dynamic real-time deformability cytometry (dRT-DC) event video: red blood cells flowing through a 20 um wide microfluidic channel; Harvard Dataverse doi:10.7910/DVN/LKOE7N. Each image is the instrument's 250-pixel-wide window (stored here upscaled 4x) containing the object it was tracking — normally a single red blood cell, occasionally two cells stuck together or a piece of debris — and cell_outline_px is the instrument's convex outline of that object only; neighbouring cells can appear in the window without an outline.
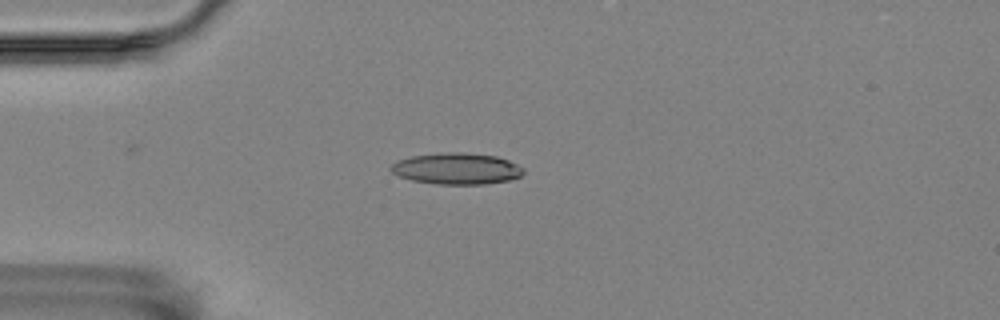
{"species": "Egyptian fruit bat (a non-hibernating species)", "species_latin": "Rousettus aegyptiacus", "temperature_condition": "room temperature", "stored_images_in_passage": 43, "camera_frame_rate_fps": 3000, "um_per_image_px": 0.085, "animal": {"sex": "female"}, "frame": {"image": 1, "passage_image": 1, "time_ms": 0.0, "image_size_px": [1000, 320], "cell_outline_px": [[524, 172], [520, 176], [508, 180], [484, 184], [436, 184], [412, 180], [400, 176], [392, 172], [388, 168], [396, 160], [412, 156], [444, 152], [460, 152], [496, 156], [508, 160], [524, 168]], "centroid_in_image_um": [38.79, 14.33], "position_along_channel_um": 46.2, "area_um2": 24.16}}
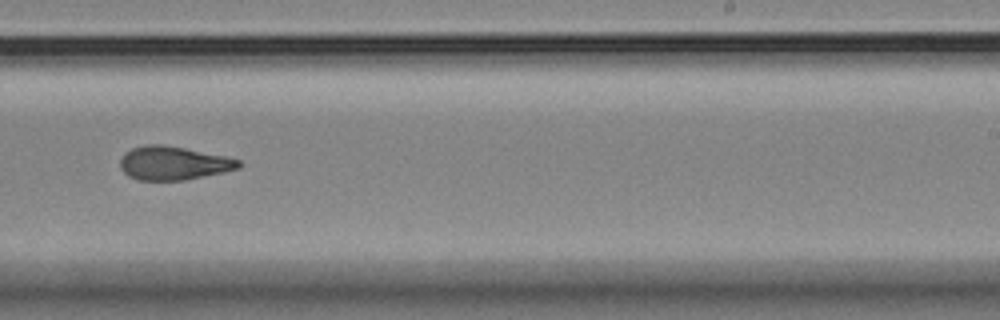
{"frame": {"image": 2, "passage_image": 22, "time_ms": 7.0, "image_size_px": [1000, 320], "cell_outline_px": [[240, 168], [224, 172], [184, 180], [140, 180], [128, 176], [120, 168], [120, 160], [124, 152], [132, 148], [144, 144], [160, 144], [184, 148], [224, 156], [240, 160]], "centroid_in_image_um": [14.7, 13.86], "position_along_channel_um": 274.3, "area_um2": 23.12}}
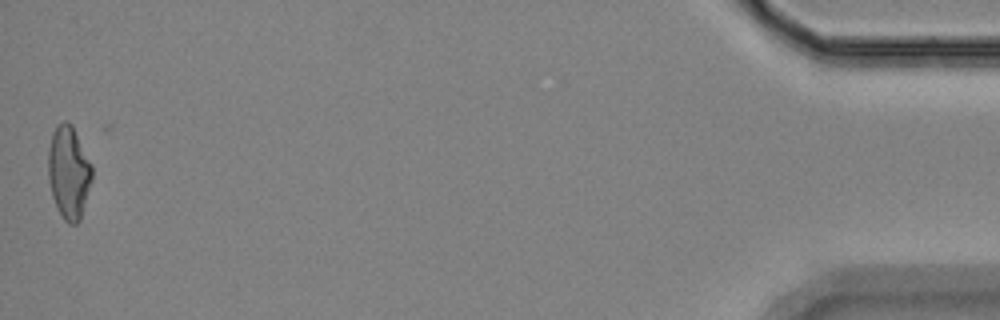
{"frame": {"image": 3, "passage_image": 43, "time_ms": 14.0, "image_size_px": [1000, 320], "cell_outline_px": [[92, 180], [80, 220], [76, 224], [68, 224], [64, 220], [52, 196], [48, 180], [48, 148], [52, 132], [56, 124], [64, 120], [72, 124], [92, 164]], "centroid_in_image_um": [5.84, 14.61], "position_along_channel_um": 429.4, "area_um2": 23.93}, "authors_computed_cell_mechanics": {"area_um2": 23.409, "velocity_mm_per_s": 3.4881, "shape_relaxation_time_tau1_ms": 6.749, "shape_relaxation_time_tau2_ms": 2.9228, "deformation_change_tau1": 0.1849, "deformation_change_tau2": 0.1059}}